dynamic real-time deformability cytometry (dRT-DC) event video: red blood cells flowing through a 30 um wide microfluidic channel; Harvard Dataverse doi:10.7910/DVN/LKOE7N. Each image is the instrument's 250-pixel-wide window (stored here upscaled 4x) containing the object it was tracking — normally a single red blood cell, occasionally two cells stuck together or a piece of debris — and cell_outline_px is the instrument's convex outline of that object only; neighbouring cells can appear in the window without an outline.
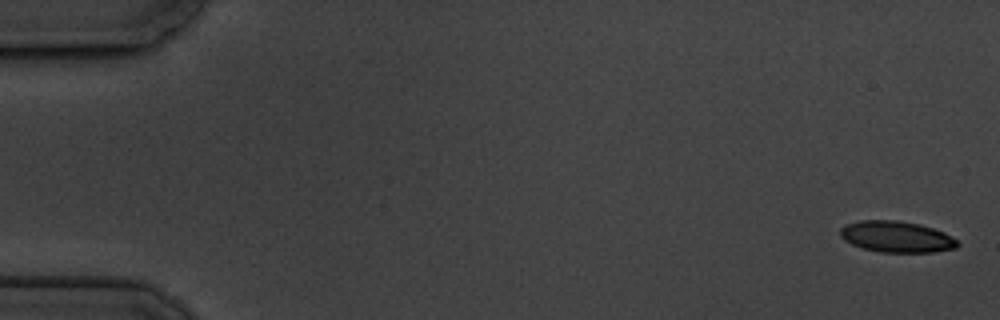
{"species": "common noctule bat (a hibernating species)", "species_latin": "Nyctalus noctula", "temperature_condition": "cold", "stored_images_in_passage": 4, "camera_frame_rate_fps": 3000, "um_per_image_px": 0.085, "animal": {"sex": "male", "body_mass_g": 19.5, "forearm_length_mm": 54.6}, "frame": {"image": 1, "passage_image": 1, "time_ms": 0.0, "image_size_px": [1000, 320], "cell_outline_px": [[960, 244], [956, 248], [932, 252], [880, 252], [864, 248], [852, 244], [844, 240], [840, 236], [840, 228], [844, 224], [860, 220], [896, 220], [920, 224], [944, 232], [952, 236]], "centroid_in_image_um": [76.19, 20.11], "position_along_channel_um": 8.8, "area_um2": 21.39}}